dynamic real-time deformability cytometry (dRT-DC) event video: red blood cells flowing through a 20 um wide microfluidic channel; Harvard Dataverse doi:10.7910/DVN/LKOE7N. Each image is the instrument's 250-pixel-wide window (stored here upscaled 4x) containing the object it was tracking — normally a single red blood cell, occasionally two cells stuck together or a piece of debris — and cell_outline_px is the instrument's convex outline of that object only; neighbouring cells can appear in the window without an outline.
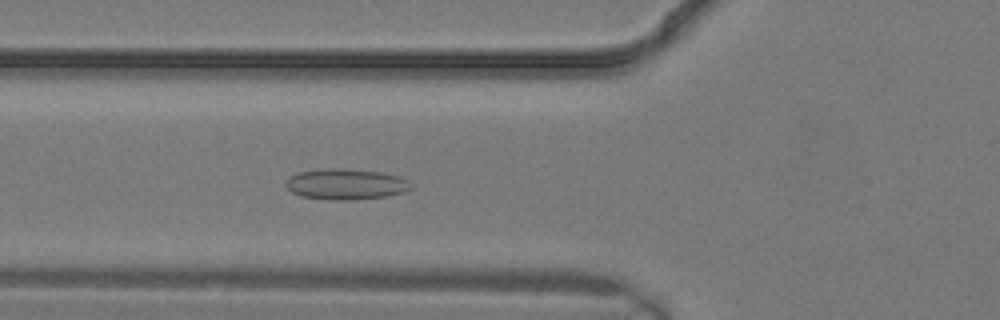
{"species": "common noctule bat (a hibernating species)", "species_latin": "Nyctalus noctula", "temperature_condition": "warm", "stored_images_in_passage": 9, "camera_frame_rate_fps": 3000, "um_per_image_px": 0.085, "animal": {"sex": "male", "body_mass_g": 19.2, "forearm_length_mm": 51.8}, "frame": {"image": 1, "passage_image": 9, "time_ms": 2.667, "image_size_px": [1000, 320], "cell_outline_px": [[412, 188], [404, 192], [388, 196], [352, 200], [332, 200], [300, 196], [292, 192], [284, 184], [292, 176], [300, 172], [324, 168], [340, 168], [380, 172], [400, 176], [408, 180]], "centroid_in_image_um": [29.42, 15.66], "position_along_channel_um": 96.4, "area_um2": 22.43}}